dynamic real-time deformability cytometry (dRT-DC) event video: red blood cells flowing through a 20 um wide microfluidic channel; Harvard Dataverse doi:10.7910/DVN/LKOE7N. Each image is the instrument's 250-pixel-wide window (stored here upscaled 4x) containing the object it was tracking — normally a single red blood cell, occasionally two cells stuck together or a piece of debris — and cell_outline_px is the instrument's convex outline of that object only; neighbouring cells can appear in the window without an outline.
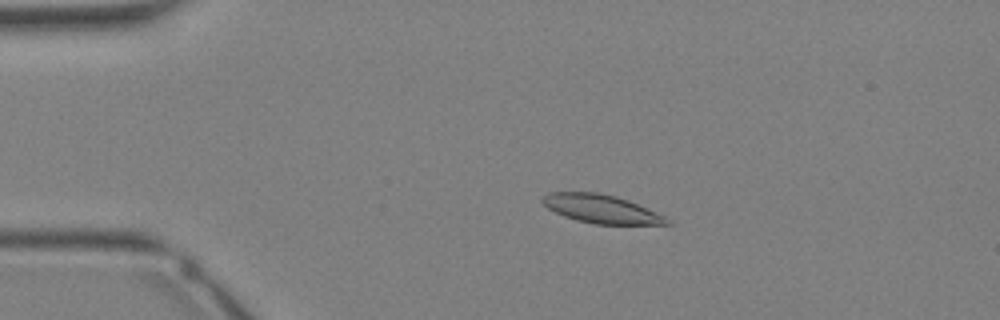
{"species": "Egyptian fruit bat (a non-hibernating species)", "species_latin": "Rousettus aegyptiacus", "temperature_condition": "warm", "stored_images_in_passage": 35, "camera_frame_rate_fps": 3000, "um_per_image_px": 0.085, "animal": {"sex": "female"}, "frame": {"image": 1, "passage_image": 8, "time_ms": 2.333, "image_size_px": [1000, 320], "cell_outline_px": [[672, 224], [596, 224], [576, 220], [564, 216], [548, 208], [540, 200], [548, 192], [600, 192], [616, 196], [628, 200], [664, 216], [672, 220]], "centroid_in_image_um": [51.1, 17.75], "position_along_channel_um": 33.9, "area_um2": 20.52}}
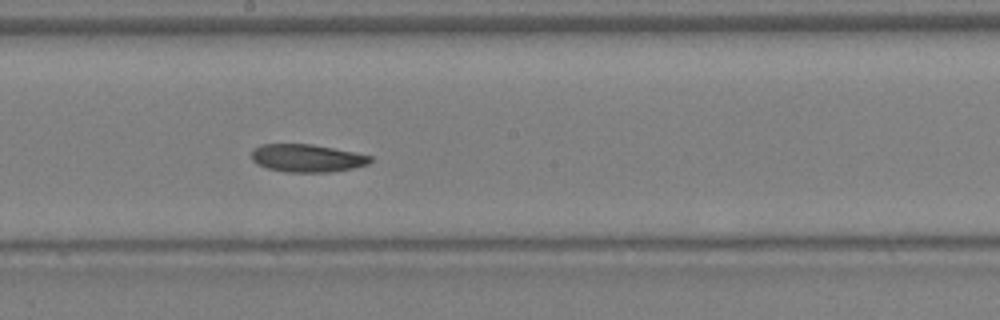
{"frame": {"image": 2, "passage_image": 20, "time_ms": 6.333, "image_size_px": [1000, 320], "cell_outline_px": [[372, 160], [368, 164], [352, 168], [332, 172], [284, 172], [268, 168], [256, 164], [252, 160], [252, 148], [260, 144], [312, 144], [372, 156]], "centroid_in_image_um": [26.05, 13.44], "position_along_channel_um": 222.1, "area_um2": 19.25}}
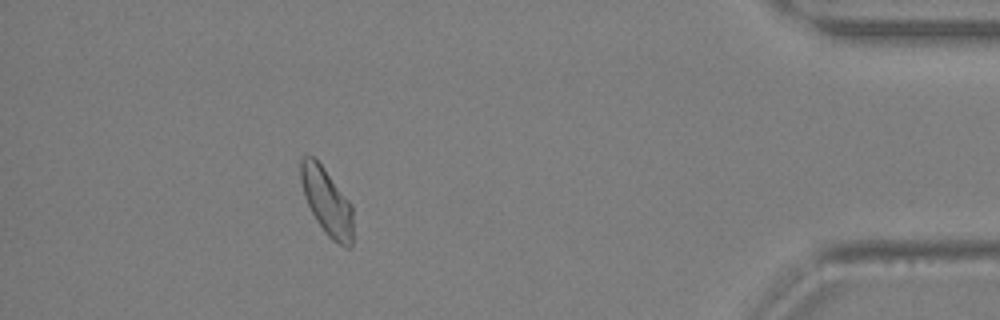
{"frame": {"image": 3, "passage_image": 32, "time_ms": 10.333, "image_size_px": [1000, 320], "cell_outline_px": [[352, 248], [344, 248], [332, 240], [328, 236], [316, 220], [304, 196], [300, 180], [300, 160], [304, 156], [312, 156], [324, 168], [352, 204]], "centroid_in_image_um": [27.78, 17.16], "position_along_channel_um": 407.4, "area_um2": 20.35}}